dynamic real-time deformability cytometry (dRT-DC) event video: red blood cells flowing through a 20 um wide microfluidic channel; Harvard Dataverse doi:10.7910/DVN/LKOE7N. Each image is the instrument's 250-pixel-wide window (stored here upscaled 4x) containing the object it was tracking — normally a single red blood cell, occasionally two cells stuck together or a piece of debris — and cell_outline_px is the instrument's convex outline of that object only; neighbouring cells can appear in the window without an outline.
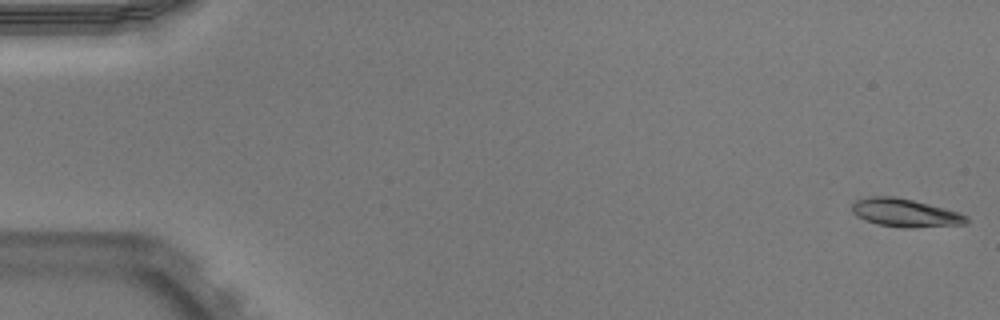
{"species": "Egyptian fruit bat (a non-hibernating species)", "species_latin": "Rousettus aegyptiacus", "temperature_condition": "warm", "stored_images_in_passage": 16, "camera_frame_rate_fps": 3000, "um_per_image_px": 0.085, "animal": {"sex": "male"}, "frame": {"image": 1, "passage_image": 1, "time_ms": 0.0, "image_size_px": [1000, 320], "cell_outline_px": [[968, 224], [912, 228], [904, 228], [880, 224], [856, 216], [852, 212], [852, 204], [856, 200], [872, 196], [892, 196], [912, 200], [960, 212], [968, 216]], "centroid_in_image_um": [76.98, 18.09], "position_along_channel_um": 8.0, "area_um2": 18.67}}
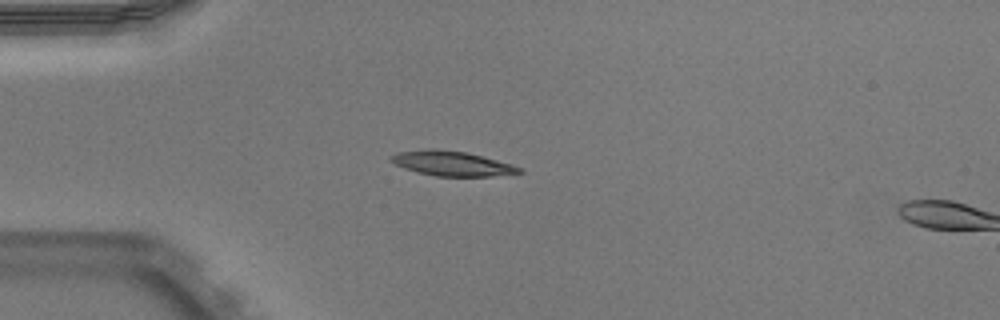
{"frame": {"image": 2, "passage_image": 14, "time_ms": 4.333, "image_size_px": [1000, 320], "cell_outline_px": [[524, 172], [492, 176], [436, 176], [416, 172], [404, 168], [396, 164], [388, 156], [396, 152], [428, 148], [436, 148], [468, 152], [512, 164], [520, 168]], "centroid_in_image_um": [38.38, 13.88], "position_along_channel_um": 46.6, "area_um2": 18.61}}